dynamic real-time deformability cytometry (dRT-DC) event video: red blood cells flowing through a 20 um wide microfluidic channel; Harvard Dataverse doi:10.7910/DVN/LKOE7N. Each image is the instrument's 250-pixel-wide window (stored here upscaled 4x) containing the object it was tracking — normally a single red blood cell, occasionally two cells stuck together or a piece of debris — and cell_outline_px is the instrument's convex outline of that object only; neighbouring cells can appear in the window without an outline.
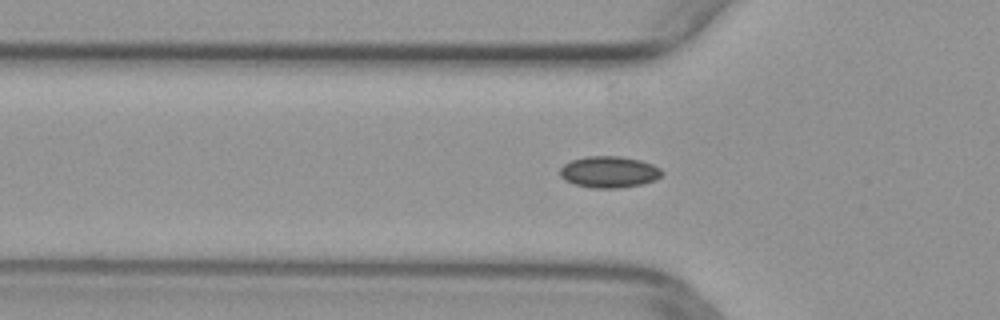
{"species": "common noctule bat (a hibernating species)", "species_latin": "Nyctalus noctula", "temperature_condition": "warm", "stored_images_in_passage": 36, "camera_frame_rate_fps": 3000, "um_per_image_px": 0.085, "animal": {"sex": "female", "body_mass_g": 29.2, "forearm_length_mm": 56.3}, "frame": {"image": 1, "passage_image": 2, "time_ms": 0.333, "image_size_px": [1000, 320], "cell_outline_px": [[664, 172], [656, 180], [644, 184], [620, 188], [592, 188], [576, 184], [564, 180], [560, 176], [560, 168], [564, 164], [572, 160], [584, 156], [620, 156], [640, 160], [652, 164], [660, 168]], "centroid_in_image_um": [51.78, 14.62], "position_along_channel_um": 74.0, "area_um2": 18.84}}
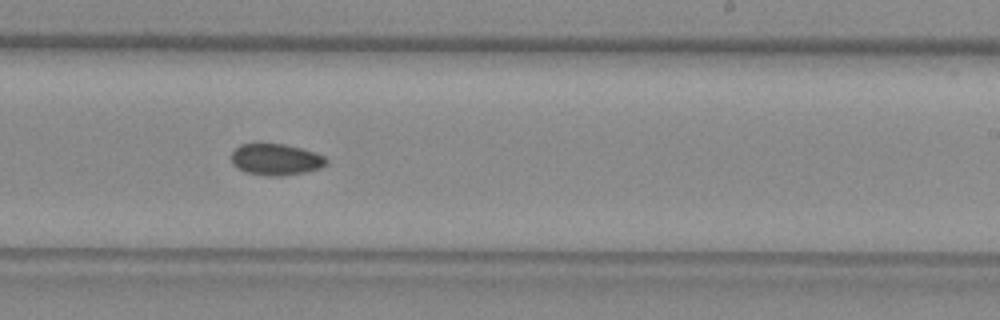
{"frame": {"image": 2, "passage_image": 16, "time_ms": 5.0, "image_size_px": [1000, 320], "cell_outline_px": [[328, 164], [320, 168], [304, 172], [280, 176], [272, 176], [248, 172], [232, 164], [232, 152], [240, 144], [260, 140], [284, 144], [300, 148], [324, 156], [328, 160]], "centroid_in_image_um": [23.43, 13.5], "position_along_channel_um": 265.6, "area_um2": 17.69}}
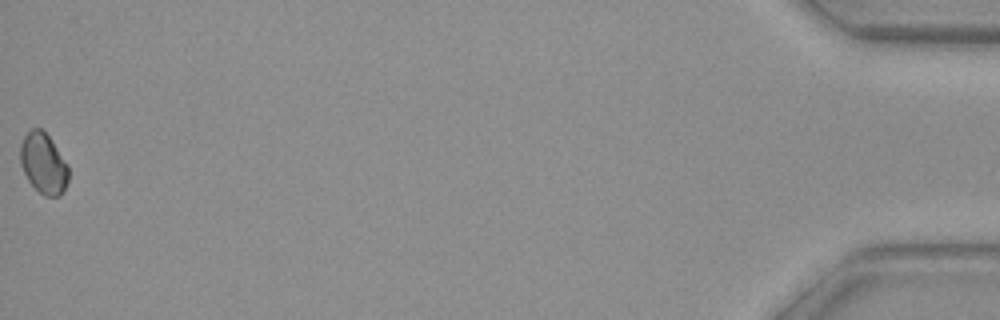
{"frame": {"image": 3, "passage_image": 36, "time_ms": 11.667, "image_size_px": [1000, 320], "cell_outline_px": [[68, 180], [60, 196], [44, 196], [28, 180], [20, 164], [20, 144], [24, 136], [32, 128], [40, 128], [48, 136], [68, 164]], "centroid_in_image_um": [3.68, 13.89], "position_along_channel_um": 431.5, "area_um2": 16.82}}